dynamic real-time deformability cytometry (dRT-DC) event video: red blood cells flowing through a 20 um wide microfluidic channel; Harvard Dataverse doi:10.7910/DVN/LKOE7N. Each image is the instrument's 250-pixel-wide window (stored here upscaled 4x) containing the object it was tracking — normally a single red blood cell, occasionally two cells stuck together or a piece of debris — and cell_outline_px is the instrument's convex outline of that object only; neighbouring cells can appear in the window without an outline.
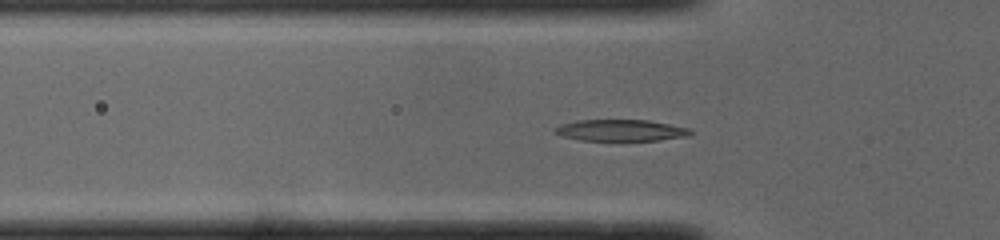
{"species": "common noctule bat (a hibernating species)", "species_latin": "Nyctalus noctula", "temperature_condition": "cold", "stored_images_in_passage": 39, "camera_frame_rate_fps": 3000, "um_per_image_px": 0.085, "animal": {"sex": "male", "body_mass_g": 19.0, "forearm_length_mm": 50.8}, "frame": {"image": 1, "passage_image": 4, "time_ms": 1.0, "image_size_px": [1000, 240], "cell_outline_px": [[692, 132], [688, 136], [656, 140], [580, 140], [564, 136], [552, 132], [552, 128], [560, 124], [576, 120], [648, 120], [688, 128]], "centroid_in_image_um": [52.69, 11.07], "position_along_channel_um": 73.1, "area_um2": 16.82}}
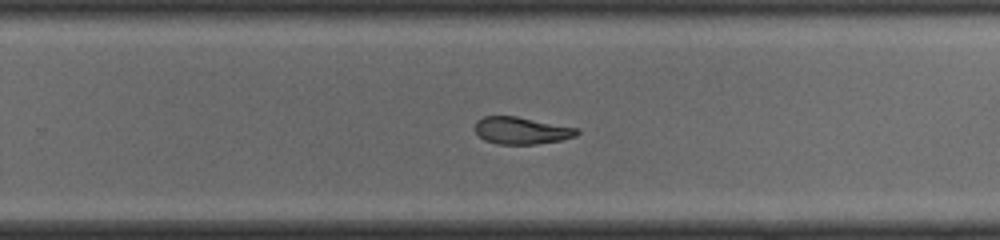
{"frame": {"image": 2, "passage_image": 20, "time_ms": 6.333, "image_size_px": [1000, 240], "cell_outline_px": [[580, 132], [576, 136], [560, 140], [536, 144], [496, 144], [484, 140], [476, 132], [476, 120], [484, 116], [516, 116], [580, 128]], "centroid_in_image_um": [44.35, 11.09], "position_along_channel_um": 285.5, "area_um2": 16.18}}
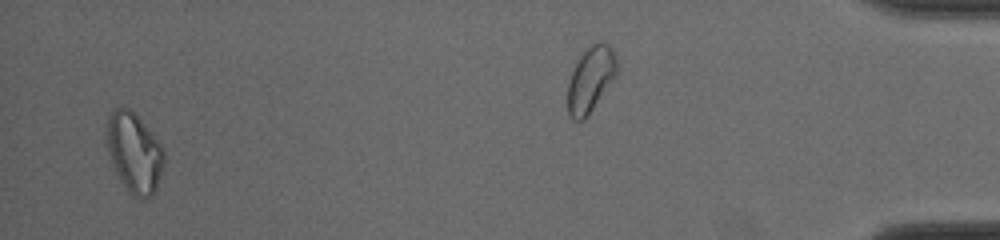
{"frame": {"image": 3, "passage_image": 37, "time_ms": 12.0, "image_size_px": [1000, 240], "cell_outline_px": [[164, 160], [156, 188], [152, 196], [148, 200], [144, 200], [128, 192], [116, 172], [112, 164], [108, 152], [108, 116], [116, 108], [128, 108], [152, 132], [160, 144], [164, 152]], "centroid_in_image_um": [11.43, 13.02], "position_along_channel_um": 423.8, "area_um2": 26.07}, "authors_computed_cell_mechanics": {"area_um2": 17.3978, "velocity_mm_per_s": 3.9891, "shape_relaxation_time_tau1_ms": 2.2361, "shape_relaxation_time_tau2_ms": 4.2019, "deformation_change_tau1": 0.1581, "deformation_change_tau2": 0.1315}}